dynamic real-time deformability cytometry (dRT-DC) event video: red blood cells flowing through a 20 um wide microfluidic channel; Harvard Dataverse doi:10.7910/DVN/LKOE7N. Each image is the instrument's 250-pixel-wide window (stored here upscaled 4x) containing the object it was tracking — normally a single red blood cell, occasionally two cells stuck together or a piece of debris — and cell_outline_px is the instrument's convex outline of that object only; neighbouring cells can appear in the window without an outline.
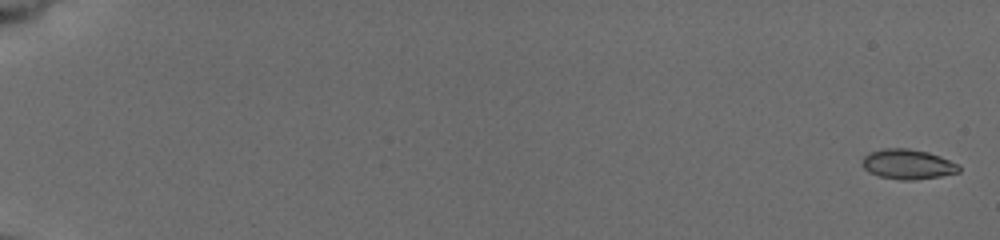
{"species": "common noctule bat (a hibernating species)", "species_latin": "Nyctalus noctula", "temperature_condition": "cold", "stored_images_in_passage": 58, "camera_frame_rate_fps": 3000, "um_per_image_px": 0.085, "animal": {"sex": "female", "body_mass_g": 19.5, "forearm_length_mm": 54.1}, "frame": {"image": 1, "passage_image": 3, "time_ms": 0.333, "image_size_px": [1000, 240], "cell_outline_px": [[960, 172], [940, 176], [912, 180], [904, 180], [880, 176], [868, 172], [860, 164], [860, 160], [868, 152], [884, 148], [908, 148], [928, 152], [940, 156], [960, 164]], "centroid_in_image_um": [77.14, 13.94], "position_along_channel_um": 7.9, "area_um2": 17.05}}
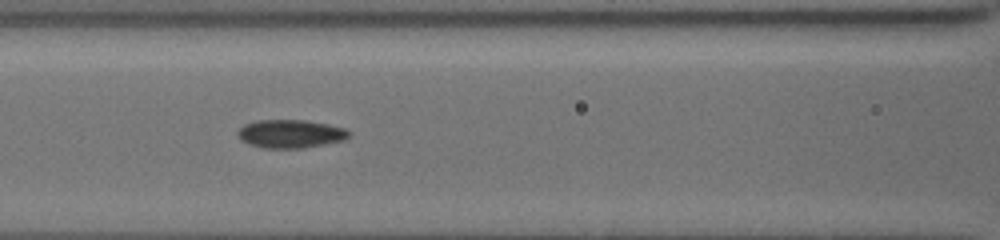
{"frame": {"image": 2, "passage_image": 52, "time_ms": 9.333, "image_size_px": [1000, 240], "cell_outline_px": [[352, 132], [344, 140], [304, 148], [264, 148], [240, 140], [236, 132], [244, 124], [256, 120], [304, 120], [328, 124], [348, 128]], "centroid_in_image_um": [24.71, 11.36], "position_along_channel_um": 141.9, "area_um2": 18.44}}
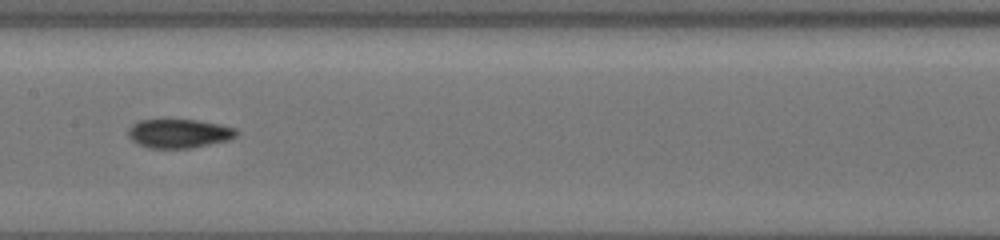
{"frame": {"image": 3, "passage_image": 57, "time_ms": 10.667, "image_size_px": [1000, 240], "cell_outline_px": [[240, 132], [236, 136], [228, 140], [188, 148], [148, 148], [132, 140], [128, 136], [128, 128], [132, 124], [140, 120], [168, 116], [200, 120], [220, 124], [236, 128]], "centroid_in_image_um": [15.19, 11.28], "position_along_channel_um": 192.2, "area_um2": 19.07}}